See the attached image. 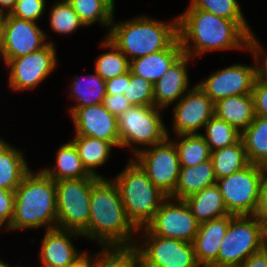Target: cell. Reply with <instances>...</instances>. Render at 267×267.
<instances>
[{
	"label": "cell",
	"mask_w": 267,
	"mask_h": 267,
	"mask_svg": "<svg viewBox=\"0 0 267 267\" xmlns=\"http://www.w3.org/2000/svg\"><path fill=\"white\" fill-rule=\"evenodd\" d=\"M177 17L183 54L191 58L213 51L247 50L252 30L247 20L225 19L196 8H186Z\"/></svg>",
	"instance_id": "6da1fadb"
},
{
	"label": "cell",
	"mask_w": 267,
	"mask_h": 267,
	"mask_svg": "<svg viewBox=\"0 0 267 267\" xmlns=\"http://www.w3.org/2000/svg\"><path fill=\"white\" fill-rule=\"evenodd\" d=\"M138 229L128 219L118 188L110 178H98L90 194V218L83 238L101 247L133 246Z\"/></svg>",
	"instance_id": "7a4b0ae2"
},
{
	"label": "cell",
	"mask_w": 267,
	"mask_h": 267,
	"mask_svg": "<svg viewBox=\"0 0 267 267\" xmlns=\"http://www.w3.org/2000/svg\"><path fill=\"white\" fill-rule=\"evenodd\" d=\"M14 215L9 231L57 228L55 181L41 169H31L15 189Z\"/></svg>",
	"instance_id": "3957f363"
},
{
	"label": "cell",
	"mask_w": 267,
	"mask_h": 267,
	"mask_svg": "<svg viewBox=\"0 0 267 267\" xmlns=\"http://www.w3.org/2000/svg\"><path fill=\"white\" fill-rule=\"evenodd\" d=\"M106 36L129 61L167 49L178 38V17L169 22L145 14L116 21Z\"/></svg>",
	"instance_id": "277c9868"
},
{
	"label": "cell",
	"mask_w": 267,
	"mask_h": 267,
	"mask_svg": "<svg viewBox=\"0 0 267 267\" xmlns=\"http://www.w3.org/2000/svg\"><path fill=\"white\" fill-rule=\"evenodd\" d=\"M111 179L118 188L128 219L137 229L145 227L154 218L167 196L151 182L132 158L123 170Z\"/></svg>",
	"instance_id": "5b68a950"
},
{
	"label": "cell",
	"mask_w": 267,
	"mask_h": 267,
	"mask_svg": "<svg viewBox=\"0 0 267 267\" xmlns=\"http://www.w3.org/2000/svg\"><path fill=\"white\" fill-rule=\"evenodd\" d=\"M162 111L163 109L154 105H134L117 117L120 148H129L134 157L145 147H151L170 137V131L162 118Z\"/></svg>",
	"instance_id": "8992f818"
},
{
	"label": "cell",
	"mask_w": 267,
	"mask_h": 267,
	"mask_svg": "<svg viewBox=\"0 0 267 267\" xmlns=\"http://www.w3.org/2000/svg\"><path fill=\"white\" fill-rule=\"evenodd\" d=\"M266 245V230L253 216H234L220 244L217 267H240Z\"/></svg>",
	"instance_id": "52a82bcc"
},
{
	"label": "cell",
	"mask_w": 267,
	"mask_h": 267,
	"mask_svg": "<svg viewBox=\"0 0 267 267\" xmlns=\"http://www.w3.org/2000/svg\"><path fill=\"white\" fill-rule=\"evenodd\" d=\"M265 175V167L250 163L239 172L217 179L216 185L229 214L234 216L254 215Z\"/></svg>",
	"instance_id": "ba28073f"
},
{
	"label": "cell",
	"mask_w": 267,
	"mask_h": 267,
	"mask_svg": "<svg viewBox=\"0 0 267 267\" xmlns=\"http://www.w3.org/2000/svg\"><path fill=\"white\" fill-rule=\"evenodd\" d=\"M98 178L55 181L57 193V228L82 233L90 218V194Z\"/></svg>",
	"instance_id": "9c48e42d"
},
{
	"label": "cell",
	"mask_w": 267,
	"mask_h": 267,
	"mask_svg": "<svg viewBox=\"0 0 267 267\" xmlns=\"http://www.w3.org/2000/svg\"><path fill=\"white\" fill-rule=\"evenodd\" d=\"M137 233L142 236H136L139 239L134 246L148 263L157 267H201L193 243L153 235L146 227L139 228Z\"/></svg>",
	"instance_id": "30bf717a"
},
{
	"label": "cell",
	"mask_w": 267,
	"mask_h": 267,
	"mask_svg": "<svg viewBox=\"0 0 267 267\" xmlns=\"http://www.w3.org/2000/svg\"><path fill=\"white\" fill-rule=\"evenodd\" d=\"M57 49L53 41L41 50L9 59L5 63L9 70L8 86L14 92L28 91L39 87L41 82L57 69Z\"/></svg>",
	"instance_id": "8fae6325"
},
{
	"label": "cell",
	"mask_w": 267,
	"mask_h": 267,
	"mask_svg": "<svg viewBox=\"0 0 267 267\" xmlns=\"http://www.w3.org/2000/svg\"><path fill=\"white\" fill-rule=\"evenodd\" d=\"M132 159L167 197L174 192L181 166L177 148L169 137L141 150Z\"/></svg>",
	"instance_id": "7c38bea8"
},
{
	"label": "cell",
	"mask_w": 267,
	"mask_h": 267,
	"mask_svg": "<svg viewBox=\"0 0 267 267\" xmlns=\"http://www.w3.org/2000/svg\"><path fill=\"white\" fill-rule=\"evenodd\" d=\"M199 226L184 200L166 197L145 227L153 235L193 243Z\"/></svg>",
	"instance_id": "4fadbf2b"
},
{
	"label": "cell",
	"mask_w": 267,
	"mask_h": 267,
	"mask_svg": "<svg viewBox=\"0 0 267 267\" xmlns=\"http://www.w3.org/2000/svg\"><path fill=\"white\" fill-rule=\"evenodd\" d=\"M215 102L195 83L173 107L172 131L176 135L201 134L215 115Z\"/></svg>",
	"instance_id": "5bb4252c"
},
{
	"label": "cell",
	"mask_w": 267,
	"mask_h": 267,
	"mask_svg": "<svg viewBox=\"0 0 267 267\" xmlns=\"http://www.w3.org/2000/svg\"><path fill=\"white\" fill-rule=\"evenodd\" d=\"M256 81V67L235 63L220 68L197 85L214 101L234 95L251 94Z\"/></svg>",
	"instance_id": "9a60e30c"
},
{
	"label": "cell",
	"mask_w": 267,
	"mask_h": 267,
	"mask_svg": "<svg viewBox=\"0 0 267 267\" xmlns=\"http://www.w3.org/2000/svg\"><path fill=\"white\" fill-rule=\"evenodd\" d=\"M4 65L9 59L26 56L41 50L48 42V35L36 22L3 15Z\"/></svg>",
	"instance_id": "2e32d148"
},
{
	"label": "cell",
	"mask_w": 267,
	"mask_h": 267,
	"mask_svg": "<svg viewBox=\"0 0 267 267\" xmlns=\"http://www.w3.org/2000/svg\"><path fill=\"white\" fill-rule=\"evenodd\" d=\"M70 118L74 124V135L103 139L115 148L120 147L117 117L112 115L102 103L78 107L70 114Z\"/></svg>",
	"instance_id": "e0dca14e"
},
{
	"label": "cell",
	"mask_w": 267,
	"mask_h": 267,
	"mask_svg": "<svg viewBox=\"0 0 267 267\" xmlns=\"http://www.w3.org/2000/svg\"><path fill=\"white\" fill-rule=\"evenodd\" d=\"M44 232L39 252V262L43 267H69L87 251H79L73 245L72 238L78 236L83 239V235L79 232L59 228Z\"/></svg>",
	"instance_id": "ac0fdd59"
},
{
	"label": "cell",
	"mask_w": 267,
	"mask_h": 267,
	"mask_svg": "<svg viewBox=\"0 0 267 267\" xmlns=\"http://www.w3.org/2000/svg\"><path fill=\"white\" fill-rule=\"evenodd\" d=\"M193 60L188 55L182 54L154 85V106L160 109L168 108L175 104L188 90L190 79L188 63Z\"/></svg>",
	"instance_id": "d6986e66"
},
{
	"label": "cell",
	"mask_w": 267,
	"mask_h": 267,
	"mask_svg": "<svg viewBox=\"0 0 267 267\" xmlns=\"http://www.w3.org/2000/svg\"><path fill=\"white\" fill-rule=\"evenodd\" d=\"M233 217L229 214L200 224L193 246L201 267H217L220 244Z\"/></svg>",
	"instance_id": "ffe728a7"
},
{
	"label": "cell",
	"mask_w": 267,
	"mask_h": 267,
	"mask_svg": "<svg viewBox=\"0 0 267 267\" xmlns=\"http://www.w3.org/2000/svg\"><path fill=\"white\" fill-rule=\"evenodd\" d=\"M182 54L183 49L177 38L165 50L131 60L129 70L154 85Z\"/></svg>",
	"instance_id": "44dd1931"
},
{
	"label": "cell",
	"mask_w": 267,
	"mask_h": 267,
	"mask_svg": "<svg viewBox=\"0 0 267 267\" xmlns=\"http://www.w3.org/2000/svg\"><path fill=\"white\" fill-rule=\"evenodd\" d=\"M215 116L243 132L254 120L252 94L234 95L219 99L214 106Z\"/></svg>",
	"instance_id": "7402d4cb"
},
{
	"label": "cell",
	"mask_w": 267,
	"mask_h": 267,
	"mask_svg": "<svg viewBox=\"0 0 267 267\" xmlns=\"http://www.w3.org/2000/svg\"><path fill=\"white\" fill-rule=\"evenodd\" d=\"M216 181L211 159L195 166L181 167L176 188L169 197L185 200L204 188L216 184Z\"/></svg>",
	"instance_id": "603a6c76"
},
{
	"label": "cell",
	"mask_w": 267,
	"mask_h": 267,
	"mask_svg": "<svg viewBox=\"0 0 267 267\" xmlns=\"http://www.w3.org/2000/svg\"><path fill=\"white\" fill-rule=\"evenodd\" d=\"M21 149L0 137V188L15 191L31 170Z\"/></svg>",
	"instance_id": "cb8c5ba5"
},
{
	"label": "cell",
	"mask_w": 267,
	"mask_h": 267,
	"mask_svg": "<svg viewBox=\"0 0 267 267\" xmlns=\"http://www.w3.org/2000/svg\"><path fill=\"white\" fill-rule=\"evenodd\" d=\"M55 167H43L41 170L54 181L79 178H98L91 175L78 155V152L71 141L61 145L55 156Z\"/></svg>",
	"instance_id": "d4e9b609"
},
{
	"label": "cell",
	"mask_w": 267,
	"mask_h": 267,
	"mask_svg": "<svg viewBox=\"0 0 267 267\" xmlns=\"http://www.w3.org/2000/svg\"><path fill=\"white\" fill-rule=\"evenodd\" d=\"M184 201L200 224L229 215L216 184L187 197Z\"/></svg>",
	"instance_id": "484cf974"
},
{
	"label": "cell",
	"mask_w": 267,
	"mask_h": 267,
	"mask_svg": "<svg viewBox=\"0 0 267 267\" xmlns=\"http://www.w3.org/2000/svg\"><path fill=\"white\" fill-rule=\"evenodd\" d=\"M70 141L74 144L86 170L93 176L104 178L96 168L103 166L109 160L115 147L106 140L89 136L74 135Z\"/></svg>",
	"instance_id": "4316f807"
},
{
	"label": "cell",
	"mask_w": 267,
	"mask_h": 267,
	"mask_svg": "<svg viewBox=\"0 0 267 267\" xmlns=\"http://www.w3.org/2000/svg\"><path fill=\"white\" fill-rule=\"evenodd\" d=\"M81 77L75 76L69 85L71 89L67 95H70V100L73 99V102H77L70 106L68 110L69 115L78 107L103 103L106 96L105 81L96 72Z\"/></svg>",
	"instance_id": "83f0119b"
},
{
	"label": "cell",
	"mask_w": 267,
	"mask_h": 267,
	"mask_svg": "<svg viewBox=\"0 0 267 267\" xmlns=\"http://www.w3.org/2000/svg\"><path fill=\"white\" fill-rule=\"evenodd\" d=\"M249 163L267 167V118L255 116L241 133Z\"/></svg>",
	"instance_id": "f1b7e54d"
},
{
	"label": "cell",
	"mask_w": 267,
	"mask_h": 267,
	"mask_svg": "<svg viewBox=\"0 0 267 267\" xmlns=\"http://www.w3.org/2000/svg\"><path fill=\"white\" fill-rule=\"evenodd\" d=\"M210 159L217 179L239 172L250 164L242 139L231 146L211 151Z\"/></svg>",
	"instance_id": "f546056e"
},
{
	"label": "cell",
	"mask_w": 267,
	"mask_h": 267,
	"mask_svg": "<svg viewBox=\"0 0 267 267\" xmlns=\"http://www.w3.org/2000/svg\"><path fill=\"white\" fill-rule=\"evenodd\" d=\"M85 27L96 22L110 29L113 22L115 5L110 0H67Z\"/></svg>",
	"instance_id": "4dcf8cb0"
},
{
	"label": "cell",
	"mask_w": 267,
	"mask_h": 267,
	"mask_svg": "<svg viewBox=\"0 0 267 267\" xmlns=\"http://www.w3.org/2000/svg\"><path fill=\"white\" fill-rule=\"evenodd\" d=\"M177 148L181 167L195 166L211 158V150L201 134L169 137Z\"/></svg>",
	"instance_id": "1f68e13d"
},
{
	"label": "cell",
	"mask_w": 267,
	"mask_h": 267,
	"mask_svg": "<svg viewBox=\"0 0 267 267\" xmlns=\"http://www.w3.org/2000/svg\"><path fill=\"white\" fill-rule=\"evenodd\" d=\"M100 46L101 48L109 50V52L100 54L96 60H94V71L104 81L129 71L130 61L107 37L103 38Z\"/></svg>",
	"instance_id": "d6a6232c"
},
{
	"label": "cell",
	"mask_w": 267,
	"mask_h": 267,
	"mask_svg": "<svg viewBox=\"0 0 267 267\" xmlns=\"http://www.w3.org/2000/svg\"><path fill=\"white\" fill-rule=\"evenodd\" d=\"M204 130L206 134L201 135L211 151L231 146L241 139V132L215 115L206 123Z\"/></svg>",
	"instance_id": "836d02e7"
},
{
	"label": "cell",
	"mask_w": 267,
	"mask_h": 267,
	"mask_svg": "<svg viewBox=\"0 0 267 267\" xmlns=\"http://www.w3.org/2000/svg\"><path fill=\"white\" fill-rule=\"evenodd\" d=\"M52 7L49 8V26L58 33V35L73 34L80 27L85 25L80 21L79 16L73 10L72 5L67 0L54 1Z\"/></svg>",
	"instance_id": "e575fe53"
},
{
	"label": "cell",
	"mask_w": 267,
	"mask_h": 267,
	"mask_svg": "<svg viewBox=\"0 0 267 267\" xmlns=\"http://www.w3.org/2000/svg\"><path fill=\"white\" fill-rule=\"evenodd\" d=\"M133 246L102 247L91 254V267H133Z\"/></svg>",
	"instance_id": "d590c367"
},
{
	"label": "cell",
	"mask_w": 267,
	"mask_h": 267,
	"mask_svg": "<svg viewBox=\"0 0 267 267\" xmlns=\"http://www.w3.org/2000/svg\"><path fill=\"white\" fill-rule=\"evenodd\" d=\"M125 98L134 106L154 105L153 84L130 72L126 73Z\"/></svg>",
	"instance_id": "8d00e7d4"
},
{
	"label": "cell",
	"mask_w": 267,
	"mask_h": 267,
	"mask_svg": "<svg viewBox=\"0 0 267 267\" xmlns=\"http://www.w3.org/2000/svg\"><path fill=\"white\" fill-rule=\"evenodd\" d=\"M187 8H196L230 20H246L238 0H191Z\"/></svg>",
	"instance_id": "74e56055"
},
{
	"label": "cell",
	"mask_w": 267,
	"mask_h": 267,
	"mask_svg": "<svg viewBox=\"0 0 267 267\" xmlns=\"http://www.w3.org/2000/svg\"><path fill=\"white\" fill-rule=\"evenodd\" d=\"M46 6V0H17L10 15L18 19L38 22L47 10Z\"/></svg>",
	"instance_id": "f35d334b"
},
{
	"label": "cell",
	"mask_w": 267,
	"mask_h": 267,
	"mask_svg": "<svg viewBox=\"0 0 267 267\" xmlns=\"http://www.w3.org/2000/svg\"><path fill=\"white\" fill-rule=\"evenodd\" d=\"M261 41L257 39L254 31L248 34L247 50L250 51L256 67V79L267 82V51L264 49ZM262 61V62H260Z\"/></svg>",
	"instance_id": "ab89813d"
},
{
	"label": "cell",
	"mask_w": 267,
	"mask_h": 267,
	"mask_svg": "<svg viewBox=\"0 0 267 267\" xmlns=\"http://www.w3.org/2000/svg\"><path fill=\"white\" fill-rule=\"evenodd\" d=\"M15 193L0 188V231H9L10 223L14 215Z\"/></svg>",
	"instance_id": "60d3db41"
},
{
	"label": "cell",
	"mask_w": 267,
	"mask_h": 267,
	"mask_svg": "<svg viewBox=\"0 0 267 267\" xmlns=\"http://www.w3.org/2000/svg\"><path fill=\"white\" fill-rule=\"evenodd\" d=\"M255 116L267 118V82L256 79L252 90Z\"/></svg>",
	"instance_id": "b9f144b4"
},
{
	"label": "cell",
	"mask_w": 267,
	"mask_h": 267,
	"mask_svg": "<svg viewBox=\"0 0 267 267\" xmlns=\"http://www.w3.org/2000/svg\"><path fill=\"white\" fill-rule=\"evenodd\" d=\"M102 104L112 115L116 117H119L127 109H130L133 106L123 94H106Z\"/></svg>",
	"instance_id": "7bdbcfd3"
},
{
	"label": "cell",
	"mask_w": 267,
	"mask_h": 267,
	"mask_svg": "<svg viewBox=\"0 0 267 267\" xmlns=\"http://www.w3.org/2000/svg\"><path fill=\"white\" fill-rule=\"evenodd\" d=\"M254 216L261 221L265 230H267V175H265L261 183L259 202Z\"/></svg>",
	"instance_id": "ee69618b"
},
{
	"label": "cell",
	"mask_w": 267,
	"mask_h": 267,
	"mask_svg": "<svg viewBox=\"0 0 267 267\" xmlns=\"http://www.w3.org/2000/svg\"><path fill=\"white\" fill-rule=\"evenodd\" d=\"M106 94H123L126 88V73L105 81Z\"/></svg>",
	"instance_id": "f6af8a7d"
},
{
	"label": "cell",
	"mask_w": 267,
	"mask_h": 267,
	"mask_svg": "<svg viewBox=\"0 0 267 267\" xmlns=\"http://www.w3.org/2000/svg\"><path fill=\"white\" fill-rule=\"evenodd\" d=\"M240 267H267V245L251 254Z\"/></svg>",
	"instance_id": "bcb514c9"
},
{
	"label": "cell",
	"mask_w": 267,
	"mask_h": 267,
	"mask_svg": "<svg viewBox=\"0 0 267 267\" xmlns=\"http://www.w3.org/2000/svg\"><path fill=\"white\" fill-rule=\"evenodd\" d=\"M17 0H0V15L10 14Z\"/></svg>",
	"instance_id": "7dc6e473"
},
{
	"label": "cell",
	"mask_w": 267,
	"mask_h": 267,
	"mask_svg": "<svg viewBox=\"0 0 267 267\" xmlns=\"http://www.w3.org/2000/svg\"><path fill=\"white\" fill-rule=\"evenodd\" d=\"M133 267H157L155 265H152L148 263L145 259H143L139 254L134 246V262H133Z\"/></svg>",
	"instance_id": "c3c4849f"
},
{
	"label": "cell",
	"mask_w": 267,
	"mask_h": 267,
	"mask_svg": "<svg viewBox=\"0 0 267 267\" xmlns=\"http://www.w3.org/2000/svg\"><path fill=\"white\" fill-rule=\"evenodd\" d=\"M69 267H91V254L86 251V253L78 261Z\"/></svg>",
	"instance_id": "681fc988"
},
{
	"label": "cell",
	"mask_w": 267,
	"mask_h": 267,
	"mask_svg": "<svg viewBox=\"0 0 267 267\" xmlns=\"http://www.w3.org/2000/svg\"><path fill=\"white\" fill-rule=\"evenodd\" d=\"M0 56L4 62V27H3V15H0Z\"/></svg>",
	"instance_id": "f907efd6"
},
{
	"label": "cell",
	"mask_w": 267,
	"mask_h": 267,
	"mask_svg": "<svg viewBox=\"0 0 267 267\" xmlns=\"http://www.w3.org/2000/svg\"><path fill=\"white\" fill-rule=\"evenodd\" d=\"M0 267H15V266H10V264L5 263L4 261L0 260ZM18 267V266H16Z\"/></svg>",
	"instance_id": "816d5d0a"
}]
</instances>
